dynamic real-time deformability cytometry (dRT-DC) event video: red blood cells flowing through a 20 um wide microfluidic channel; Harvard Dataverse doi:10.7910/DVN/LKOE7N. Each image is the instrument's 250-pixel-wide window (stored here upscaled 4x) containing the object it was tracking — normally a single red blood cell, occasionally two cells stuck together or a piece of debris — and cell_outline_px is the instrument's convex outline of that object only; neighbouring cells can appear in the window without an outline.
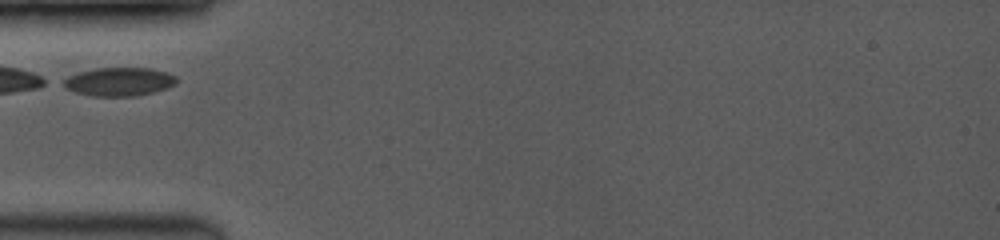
{"species": "common noctule bat (a hibernating species)", "species_latin": "Nyctalus noctula", "temperature_condition": "room temperature", "stored_images_in_passage": 3, "camera_frame_rate_fps": 3500, "um_per_image_px": 0.085, "animal": {"sex": "female", "body_mass_g": 19.0, "forearm_length_mm": 53.3}, "frame": {"image": 1, "passage_image": 1, "time_ms": 0.0, "image_size_px": [1000, 240], "cell_outline_px": [[176, 84], [168, 88], [136, 96], [92, 96], [76, 92], [64, 88], [56, 84], [60, 80], [76, 72], [96, 68], [148, 68], [168, 72], [176, 76]], "centroid_in_image_um": [10.04, 6.94], "position_along_channel_um": 75.0, "area_um2": 19.19}}